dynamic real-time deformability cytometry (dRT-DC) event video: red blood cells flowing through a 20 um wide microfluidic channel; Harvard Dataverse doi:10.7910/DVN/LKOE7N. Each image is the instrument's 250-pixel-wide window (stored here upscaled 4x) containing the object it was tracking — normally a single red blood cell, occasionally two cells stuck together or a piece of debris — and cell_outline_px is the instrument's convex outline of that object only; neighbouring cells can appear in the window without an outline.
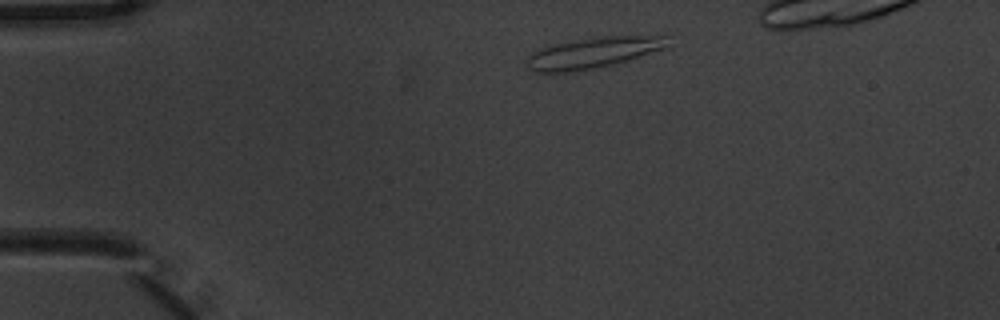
{"species": "common noctule bat (a hibernating species)", "species_latin": "Nyctalus noctula", "temperature_condition": "warm", "stored_images_in_passage": 3, "camera_frame_rate_fps": 3000, "um_per_image_px": 0.085, "animal": {"sex": "male", "body_mass_g": 20.1, "forearm_length_mm": 53.5}, "frame": {"image": 1, "passage_image": 1, "time_ms": 0.0, "image_size_px": [1000, 320], "cell_outline_px": [[668, 48], [628, 60], [592, 68], [568, 72], [536, 72], [528, 68], [528, 56], [532, 52], [540, 48], [556, 44], [600, 36], [668, 36]], "centroid_in_image_um": [50.45, 4.48], "position_along_channel_um": 34.5, "area_um2": 24.91}}